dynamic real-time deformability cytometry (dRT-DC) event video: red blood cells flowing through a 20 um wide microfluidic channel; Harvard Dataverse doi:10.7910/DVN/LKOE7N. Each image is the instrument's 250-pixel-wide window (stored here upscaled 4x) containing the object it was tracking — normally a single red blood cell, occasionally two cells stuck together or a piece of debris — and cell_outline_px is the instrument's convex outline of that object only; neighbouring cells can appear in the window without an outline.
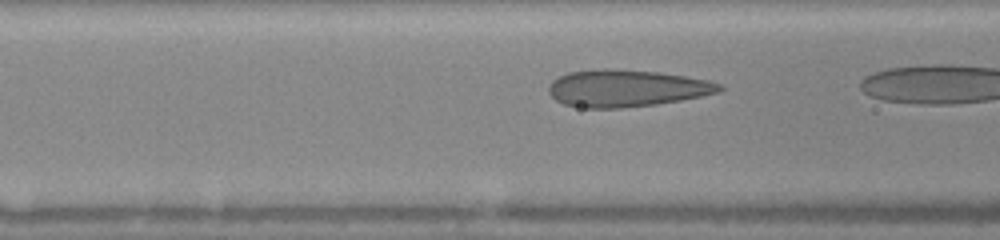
{"species": "human", "species_latin": "Homo sapiens", "temperature_condition": "warm", "stored_images_in_passage": 13, "camera_frame_rate_fps": 3000, "um_per_image_px": 0.085, "donor": {"sex": "female"}, "frame": {"image": 1, "passage_image": 3, "time_ms": 0.667, "image_size_px": [1000, 240], "cell_outline_px": [[724, 88], [720, 92], [680, 100], [656, 104], [620, 108], [588, 108], [564, 104], [556, 100], [548, 92], [548, 88], [552, 80], [568, 72], [596, 68], [608, 68], [656, 72], [684, 76], [708, 80], [720, 84]], "centroid_in_image_um": [53.22, 7.49], "position_along_channel_um": 113.4, "area_um2": 36.76}}
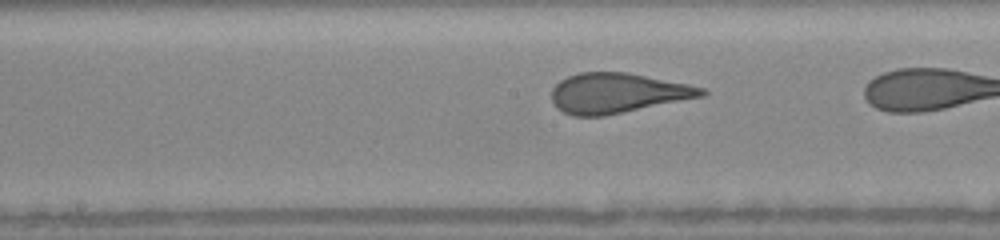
{"frame": {"image": 2, "passage_image": 8, "time_ms": 2.667, "image_size_px": [1000, 240], "cell_outline_px": [[708, 92], [704, 96], [604, 116], [572, 116], [556, 108], [552, 100], [552, 88], [560, 80], [568, 76], [580, 72], [628, 72], [688, 84], [704, 88]], "centroid_in_image_um": [52.47, 7.91], "position_along_channel_um": 195.7, "area_um2": 34.97}}